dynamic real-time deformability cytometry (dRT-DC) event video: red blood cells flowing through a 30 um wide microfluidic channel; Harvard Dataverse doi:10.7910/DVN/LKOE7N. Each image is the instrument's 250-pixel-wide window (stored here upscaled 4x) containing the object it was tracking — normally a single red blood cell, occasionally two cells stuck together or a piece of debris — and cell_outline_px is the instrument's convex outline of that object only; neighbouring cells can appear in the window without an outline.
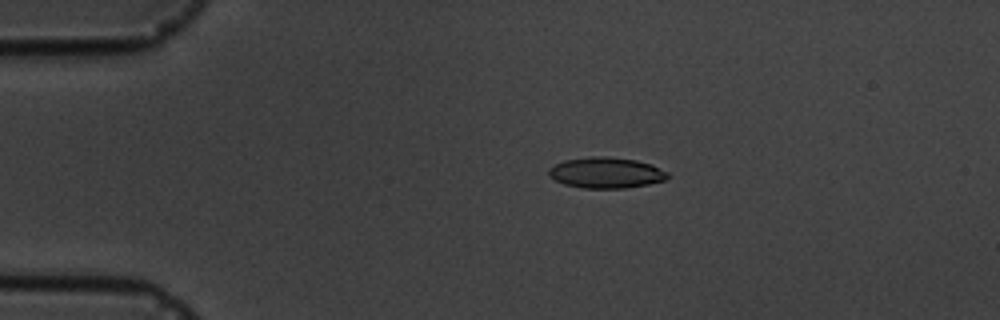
{"species": "common noctule bat (a hibernating species)", "species_latin": "Nyctalus noctula", "temperature_condition": "cold", "stored_images_in_passage": 9, "camera_frame_rate_fps": 3000, "um_per_image_px": 0.085, "animal": {"sex": "male", "body_mass_g": 19.5, "forearm_length_mm": 54.6}, "frame": {"image": 1, "passage_image": 2, "time_ms": 1.0, "image_size_px": [1000, 320], "cell_outline_px": [[668, 176], [664, 180], [648, 184], [624, 188], [584, 188], [564, 184], [548, 176], [548, 168], [564, 160], [592, 156], [604, 156], [636, 160], [652, 164], [668, 172]], "centroid_in_image_um": [51.5, 14.67], "position_along_channel_um": 33.5, "area_um2": 21.33}}
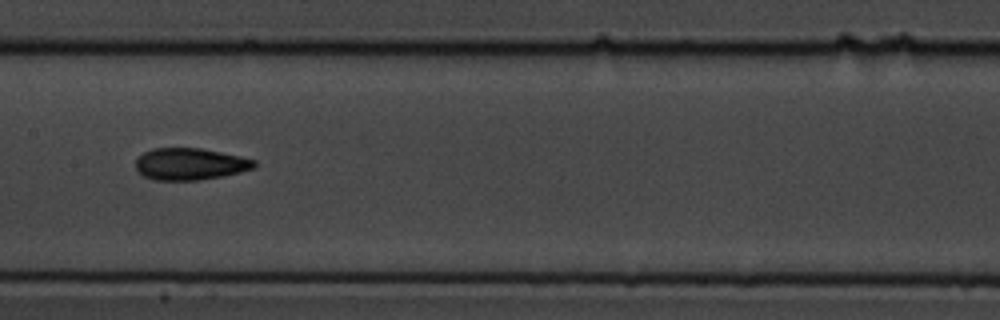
{"frame": {"image": 2, "passage_image": 6, "time_ms": 6.667, "image_size_px": [1000, 320], "cell_outline_px": [[256, 168], [224, 176], [200, 180], [156, 180], [144, 176], [136, 168], [136, 160], [144, 152], [152, 148], [200, 148], [240, 156], [256, 160]], "centroid_in_image_um": [16.19, 13.94], "position_along_channel_um": 191.2, "area_um2": 22.02}}
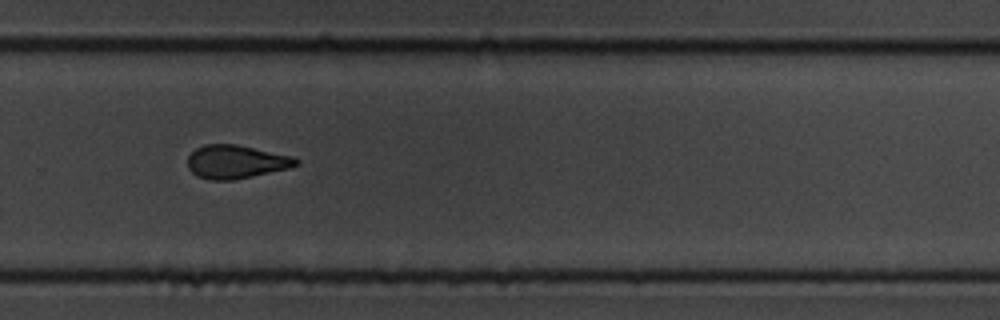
{"frame": {"image": 3, "passage_image": 9, "time_ms": 10.0, "image_size_px": [1000, 320], "cell_outline_px": [[300, 164], [288, 168], [252, 176], [232, 180], [208, 180], [196, 176], [188, 168], [188, 156], [196, 148], [204, 144], [236, 144], [292, 156], [300, 160]], "centroid_in_image_um": [20.04, 13.75], "position_along_channel_um": 309.8, "area_um2": 21.1}}